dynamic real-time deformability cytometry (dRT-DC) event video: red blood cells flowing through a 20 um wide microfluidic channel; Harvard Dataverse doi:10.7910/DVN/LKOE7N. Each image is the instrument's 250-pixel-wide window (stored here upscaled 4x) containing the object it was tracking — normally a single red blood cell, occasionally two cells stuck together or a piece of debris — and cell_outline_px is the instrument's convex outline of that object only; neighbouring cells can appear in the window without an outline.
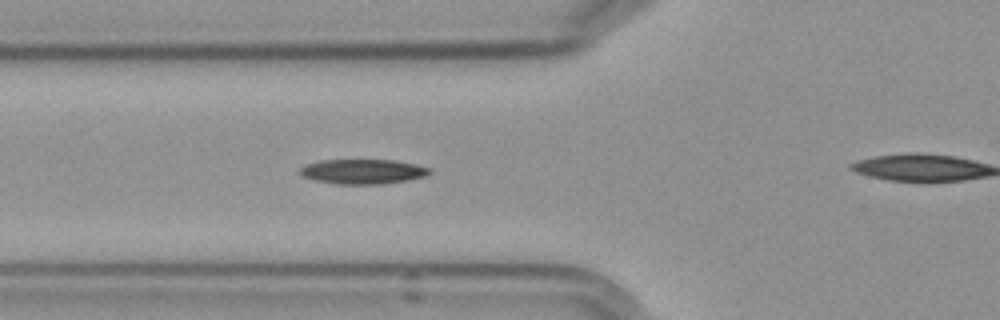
{"species": "Egyptian fruit bat (a non-hibernating species)", "species_latin": "Rousettus aegyptiacus", "temperature_condition": "cold", "stored_images_in_passage": 5, "segment_of_instrument_passage": [1, 2], "camera_frame_rate_fps": 3000, "um_per_image_px": 0.085, "frame": {"image": 1, "passage_image": 4, "time_ms": 4.333, "image_size_px": [1000, 320], "cell_outline_px": [[432, 172], [424, 176], [408, 180], [380, 184], [336, 184], [316, 180], [304, 176], [300, 172], [300, 168], [308, 164], [320, 160], [392, 160], [416, 164], [432, 168]], "centroid_in_image_um": [30.89, 14.58], "position_along_channel_um": 94.9, "area_um2": 18.55}}